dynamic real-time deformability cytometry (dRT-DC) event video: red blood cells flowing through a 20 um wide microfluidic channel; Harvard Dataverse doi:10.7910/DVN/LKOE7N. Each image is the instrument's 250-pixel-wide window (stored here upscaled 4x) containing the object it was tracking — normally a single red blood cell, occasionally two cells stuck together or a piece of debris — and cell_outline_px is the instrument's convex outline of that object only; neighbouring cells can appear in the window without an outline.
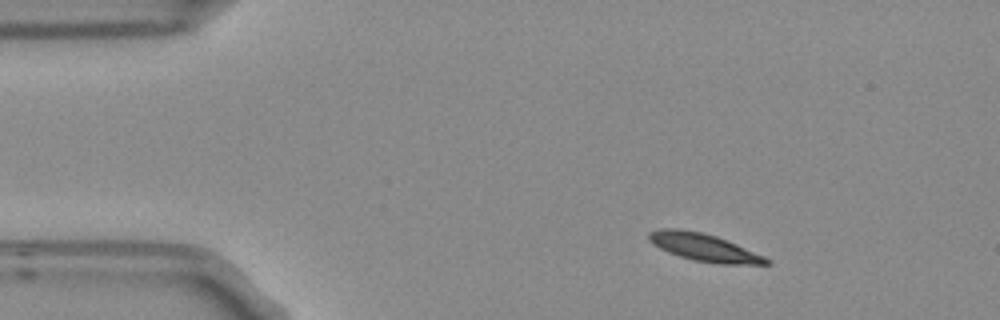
{"species": "Egyptian fruit bat (a non-hibernating species)", "species_latin": "Rousettus aegyptiacus", "temperature_condition": "room temperature", "stored_images_in_passage": 3, "camera_frame_rate_fps": 3000, "um_per_image_px": 0.085, "frame": {"image": 1, "passage_image": 1, "time_ms": 0.0, "image_size_px": [1000, 320], "cell_outline_px": [[772, 264], [720, 264], [692, 260], [668, 252], [652, 244], [648, 240], [648, 232], [660, 228], [676, 228], [700, 232], [716, 236], [736, 244], [764, 256], [772, 260]], "centroid_in_image_um": [59.82, 21.03], "position_along_channel_um": 25.2, "area_um2": 18.84}}